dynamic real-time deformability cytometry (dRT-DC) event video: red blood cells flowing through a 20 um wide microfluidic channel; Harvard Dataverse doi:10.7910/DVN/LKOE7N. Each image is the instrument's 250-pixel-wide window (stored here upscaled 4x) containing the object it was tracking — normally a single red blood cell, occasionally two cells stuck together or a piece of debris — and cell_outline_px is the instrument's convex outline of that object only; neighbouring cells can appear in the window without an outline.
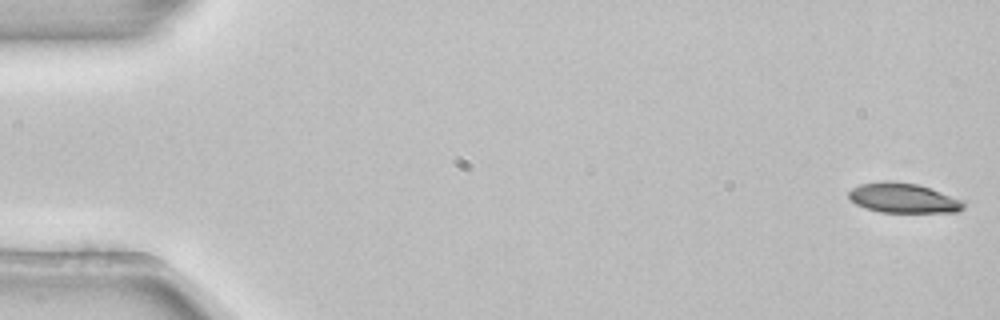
{"species": "common noctule bat (a hibernating species)", "species_latin": "Nyctalus noctula", "temperature_condition": "room temperature", "stored_images_in_passage": 4, "camera_frame_rate_fps": 3000, "um_per_image_px": 0.085, "animal": {"sex": "female", "body_mass_g": 22.7, "forearm_length_mm": 54.2}, "frame": {"image": 1, "passage_image": 1, "time_ms": 0.0, "image_size_px": [1000, 320], "cell_outline_px": [[964, 208], [960, 212], [880, 212], [856, 204], [848, 196], [848, 192], [852, 188], [860, 184], [884, 180], [892, 180], [916, 184], [964, 200]], "centroid_in_image_um": [76.78, 16.83], "position_along_channel_um": 8.2, "area_um2": 19.88}}
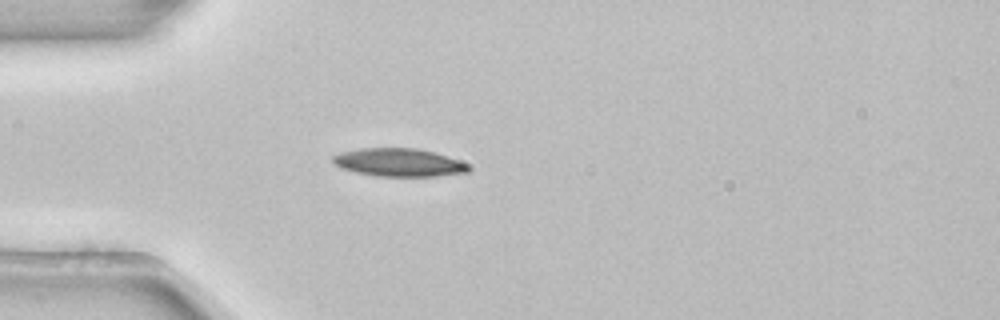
{"frame": {"image": 2, "passage_image": 4, "time_ms": 1.0, "image_size_px": [1000, 320], "cell_outline_px": [[472, 168], [468, 172], [436, 176], [376, 176], [356, 172], [340, 168], [332, 160], [332, 156], [340, 152], [360, 148], [416, 148], [432, 152], [468, 164]], "centroid_in_image_um": [33.87, 13.81], "position_along_channel_um": 51.1, "area_um2": 22.02}}